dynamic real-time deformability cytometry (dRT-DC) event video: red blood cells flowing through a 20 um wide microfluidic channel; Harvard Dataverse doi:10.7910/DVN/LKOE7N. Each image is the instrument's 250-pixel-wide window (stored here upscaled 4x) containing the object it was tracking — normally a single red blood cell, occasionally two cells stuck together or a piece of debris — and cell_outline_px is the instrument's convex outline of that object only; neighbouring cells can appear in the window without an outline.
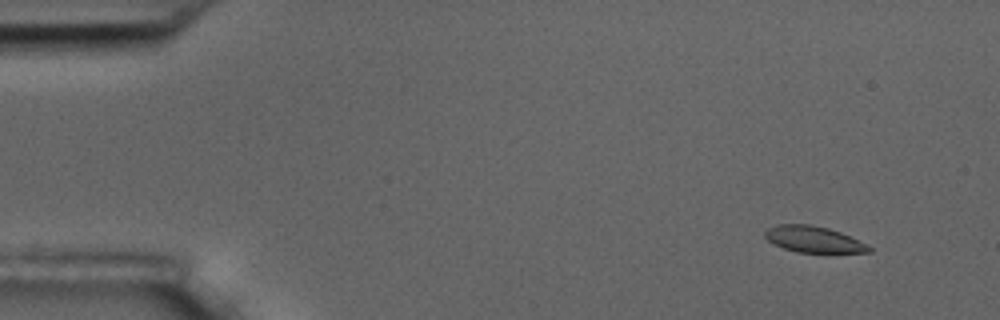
{"species": "common noctule bat (a hibernating species)", "species_latin": "Nyctalus noctula", "temperature_condition": "room temperature", "stored_images_in_passage": 57, "camera_frame_rate_fps": 3000, "um_per_image_px": 0.085, "animal": {"sex": "male", "body_mass_g": 17.5, "forearm_length_mm": 52.3}, "frame": {"image": 1, "passage_image": 5, "time_ms": 1.333, "image_size_px": [1000, 320], "cell_outline_px": [[872, 252], [796, 252], [784, 248], [768, 240], [764, 236], [764, 232], [768, 228], [776, 224], [812, 224], [828, 228], [840, 232], [872, 248]], "centroid_in_image_um": [69.1, 20.33], "position_along_channel_um": 15.9, "area_um2": 15.61}}
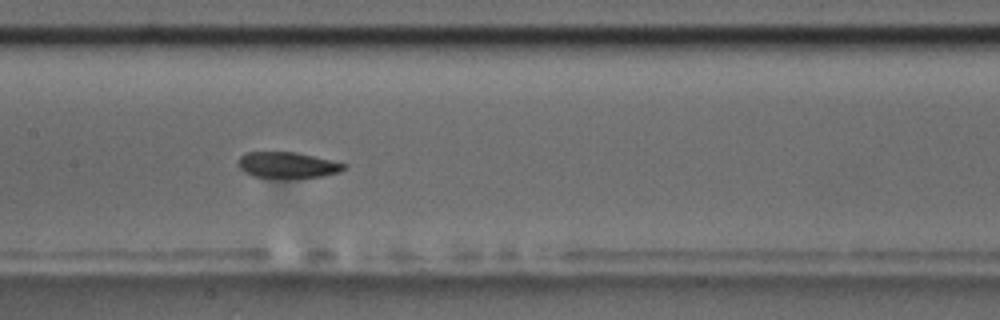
{"frame": {"image": 2, "passage_image": 28, "time_ms": 9.0, "image_size_px": [1000, 320], "cell_outline_px": [[348, 164], [340, 172], [324, 176], [252, 176], [244, 172], [240, 168], [240, 156], [244, 152], [296, 152], [332, 160]], "centroid_in_image_um": [24.46, 13.99], "position_along_channel_um": 182.9, "area_um2": 15.49}}
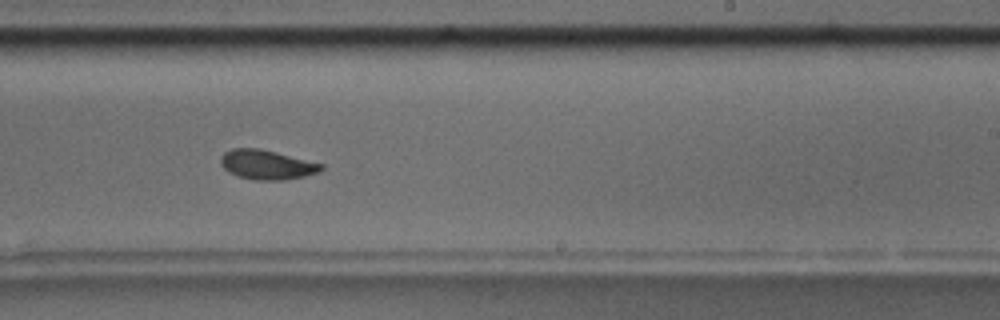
{"frame": {"image": 3, "passage_image": 35, "time_ms": 11.333, "image_size_px": [1000, 320], "cell_outline_px": [[324, 168], [320, 172], [304, 176], [284, 180], [256, 180], [236, 176], [228, 172], [220, 164], [220, 156], [224, 152], [232, 148], [260, 148], [324, 164]], "centroid_in_image_um": [22.66, 14.0], "position_along_channel_um": 266.3, "area_um2": 17.46}, "authors_computed_cell_mechanics": {"area_um2": 17.2822, "velocity_mm_per_s": 3.5829, "shape_relaxation_time_tau1_ms": 5.3336, "shape_relaxation_time_tau2_ms": 5.2614, "deformation_change_tau1": 0.1413, "deformation_change_tau2": 0.0683}}